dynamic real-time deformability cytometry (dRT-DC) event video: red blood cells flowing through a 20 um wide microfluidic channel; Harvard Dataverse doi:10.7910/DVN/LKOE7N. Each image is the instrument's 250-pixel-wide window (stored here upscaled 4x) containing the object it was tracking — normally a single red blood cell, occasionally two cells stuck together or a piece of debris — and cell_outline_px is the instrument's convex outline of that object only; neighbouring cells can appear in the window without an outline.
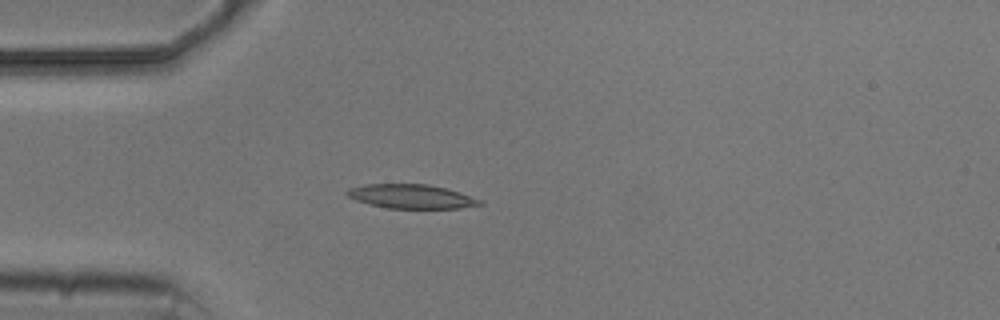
{"species": "common noctule bat (a hibernating species)", "species_latin": "Nyctalus noctula", "temperature_condition": "cold", "stored_images_in_passage": 5, "camera_frame_rate_fps": 3000, "um_per_image_px": 0.085, "animal": {"sex": "male", "body_mass_g": 20.5, "forearm_length_mm": 52.5}, "frame": {"image": 1, "passage_image": 4, "time_ms": 4.0, "image_size_px": [1000, 320], "cell_outline_px": [[484, 204], [460, 208], [388, 208], [368, 204], [356, 200], [348, 196], [344, 192], [348, 188], [364, 184], [428, 184], [460, 192], [484, 200]], "centroid_in_image_um": [34.97, 16.69], "position_along_channel_um": 50.0, "area_um2": 18.73}}